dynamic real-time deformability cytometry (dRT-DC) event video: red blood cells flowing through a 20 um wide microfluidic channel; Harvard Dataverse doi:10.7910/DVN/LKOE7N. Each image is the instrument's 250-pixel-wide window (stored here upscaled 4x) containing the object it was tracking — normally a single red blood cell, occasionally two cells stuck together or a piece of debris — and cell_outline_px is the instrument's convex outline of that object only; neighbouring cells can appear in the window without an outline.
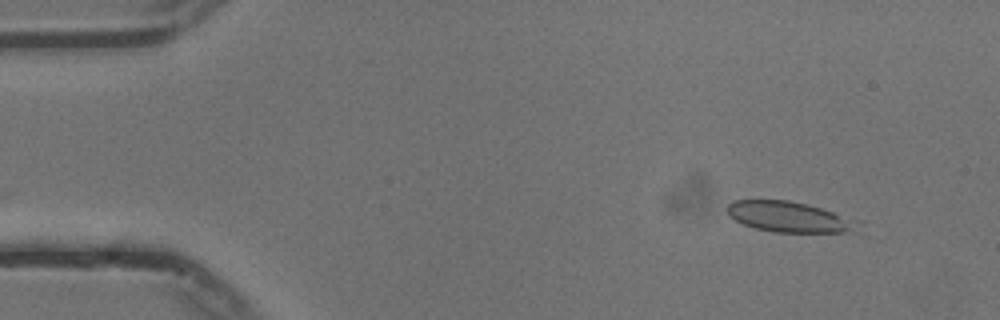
{"species": "common noctule bat (a hibernating species)", "species_latin": "Nyctalus noctula", "temperature_condition": "cold", "stored_images_in_passage": 9, "camera_frame_rate_fps": 3000, "um_per_image_px": 0.085, "animal": {"sex": "male", "body_mass_g": 13.3}, "frame": {"image": 1, "passage_image": 1, "time_ms": 0.0, "image_size_px": [1000, 320], "cell_outline_px": [[864, 220], [852, 232], [772, 232], [756, 228], [744, 224], [728, 216], [728, 204], [732, 200], [788, 200], [808, 204]], "centroid_in_image_um": [67.16, 18.43], "position_along_channel_um": 17.8, "area_um2": 23.58}}